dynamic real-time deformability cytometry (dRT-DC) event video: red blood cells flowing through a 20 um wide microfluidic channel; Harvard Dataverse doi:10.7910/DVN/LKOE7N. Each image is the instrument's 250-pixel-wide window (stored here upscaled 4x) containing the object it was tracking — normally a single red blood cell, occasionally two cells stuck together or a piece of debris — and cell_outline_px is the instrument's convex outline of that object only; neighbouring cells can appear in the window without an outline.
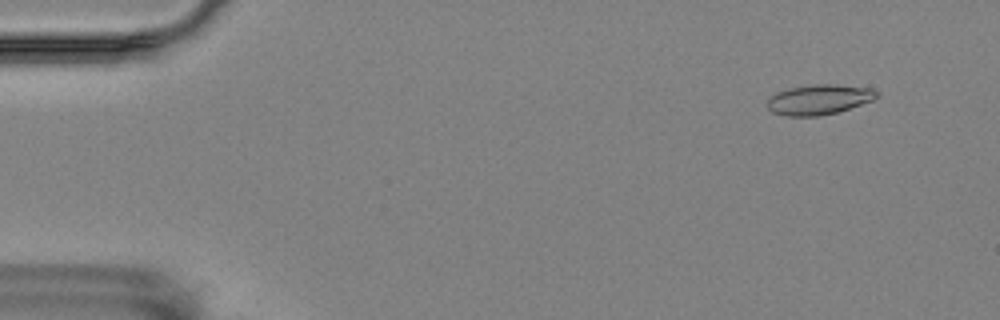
{"species": "Egyptian fruit bat (a non-hibernating species)", "species_latin": "Rousettus aegyptiacus", "temperature_condition": "room temperature", "stored_images_in_passage": 58, "camera_frame_rate_fps": 3000, "um_per_image_px": 0.085, "animal": {"sex": "female"}, "frame": {"image": 1, "passage_image": 5, "time_ms": 1.333, "image_size_px": [1000, 320], "cell_outline_px": [[880, 96], [872, 100], [836, 112], [820, 116], [784, 116], [772, 112], [768, 108], [768, 100], [776, 92], [788, 88], [812, 84], [836, 84], [872, 88], [880, 92]], "centroid_in_image_um": [69.62, 8.45], "position_along_channel_um": 15.4, "area_um2": 19.25}}
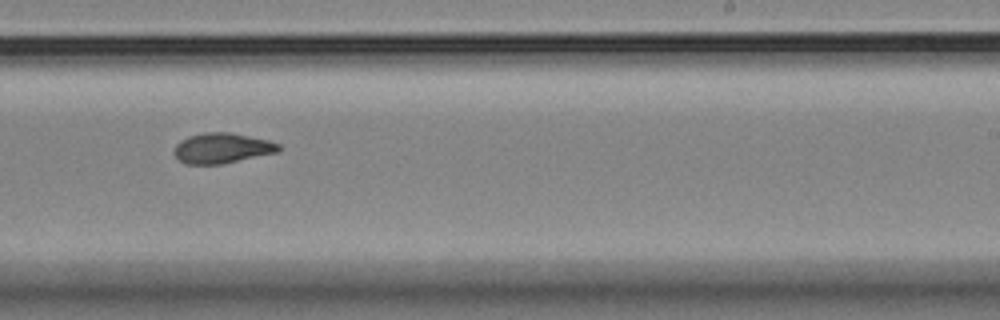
{"frame": {"image": 2, "passage_image": 36, "time_ms": 11.667, "image_size_px": [1000, 320], "cell_outline_px": [[280, 152], [220, 164], [184, 164], [176, 160], [172, 152], [176, 144], [180, 140], [188, 136], [204, 132], [228, 132], [268, 140], [280, 144]], "centroid_in_image_um": [18.82, 12.6], "position_along_channel_um": 270.2, "area_um2": 18.67}}
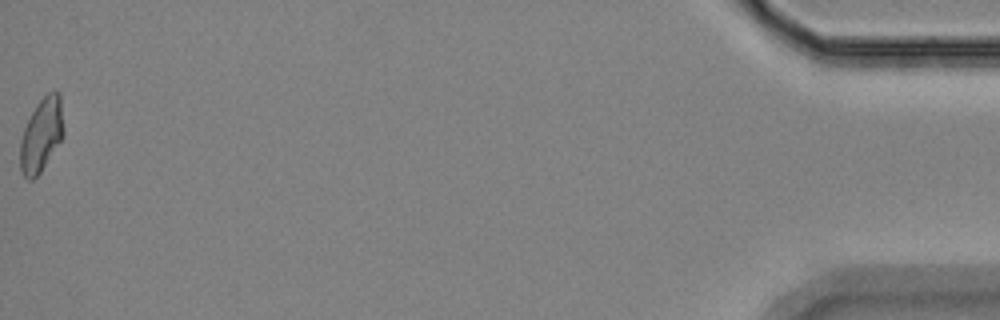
{"frame": {"image": 3, "passage_image": 58, "time_ms": 19.0, "image_size_px": [1000, 320], "cell_outline_px": [[64, 136], [40, 172], [32, 180], [28, 180], [24, 176], [20, 168], [20, 140], [24, 128], [36, 104], [48, 92], [60, 92], [64, 128]], "centroid_in_image_um": [3.53, 11.46], "position_along_channel_um": 431.7, "area_um2": 18.61}, "authors_computed_cell_mechanics": {"area_um2": 18.496, "velocity_mm_per_s": 3.4866, "shape_relaxation_time_tau1_ms": 6.4424, "shape_relaxation_time_tau2_ms": 4.5983, "deformation_change_tau1": 0.1831, "deformation_change_tau2": 0.1195}}